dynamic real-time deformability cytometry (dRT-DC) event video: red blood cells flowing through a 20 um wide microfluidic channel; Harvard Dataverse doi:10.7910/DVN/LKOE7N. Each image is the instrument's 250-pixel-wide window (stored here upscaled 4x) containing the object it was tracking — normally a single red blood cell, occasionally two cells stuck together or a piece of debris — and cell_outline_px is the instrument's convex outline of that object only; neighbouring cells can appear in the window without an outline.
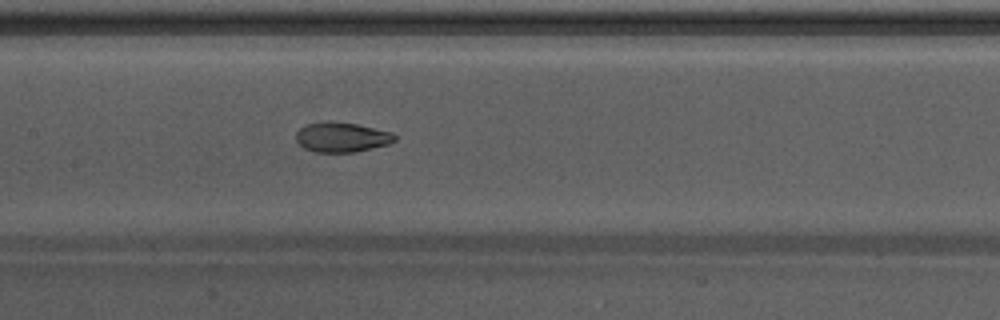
{"species": "Egyptian fruit bat (a non-hibernating species)", "species_latin": "Rousettus aegyptiacus", "temperature_condition": "warm", "stored_images_in_passage": 40, "camera_frame_rate_fps": 3000, "um_per_image_px": 0.085, "animal": {"sex": "male"}, "frame": {"image": 1, "passage_image": 12, "time_ms": 3.667, "image_size_px": [1000, 320], "cell_outline_px": [[396, 140], [388, 144], [372, 148], [352, 152], [316, 152], [304, 148], [296, 140], [296, 132], [304, 124], [324, 120], [328, 120], [356, 124], [392, 132], [396, 136]], "centroid_in_image_um": [29.01, 11.64], "position_along_channel_um": 178.4, "area_um2": 17.28}}
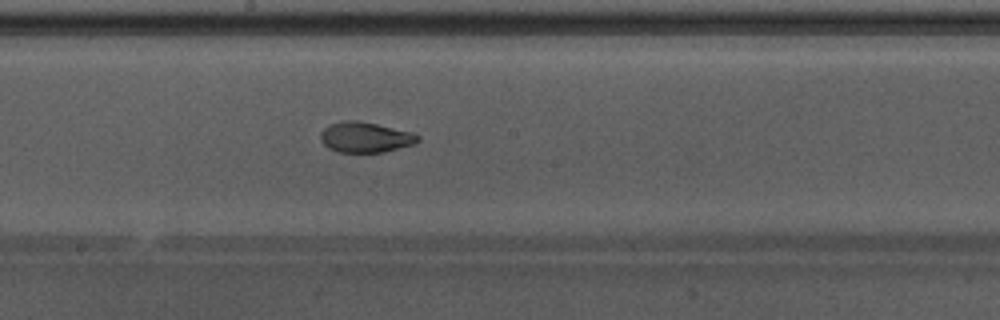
{"frame": {"image": 2, "passage_image": 15, "time_ms": 4.667, "image_size_px": [1000, 320], "cell_outline_px": [[420, 140], [416, 144], [384, 152], [340, 152], [328, 148], [320, 140], [320, 132], [328, 124], [340, 120], [356, 120], [376, 124], [412, 132], [420, 136]], "centroid_in_image_um": [31.04, 11.66], "position_along_channel_um": 217.2, "area_um2": 17.46}}
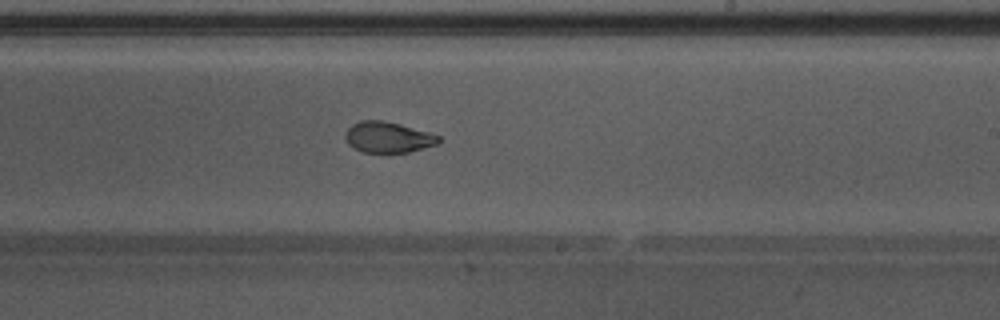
{"frame": {"image": 3, "passage_image": 18, "time_ms": 5.667, "image_size_px": [1000, 320], "cell_outline_px": [[440, 140], [436, 144], [408, 152], [364, 152], [348, 144], [344, 136], [348, 128], [352, 124], [360, 120], [380, 120], [400, 124], [432, 132], [440, 136]], "centroid_in_image_um": [32.99, 11.65], "position_along_channel_um": 256.0, "area_um2": 16.7}, "authors_computed_cell_mechanics": {"area_um2": 18.2937, "velocity_mm_per_s": 3.8961, "shape_relaxation_time_tau1_ms": 9.1855, "shape_relaxation_time_tau2_ms": 1.7045, "deformation_change_tau1": 0.2428, "deformation_change_tau2": 0.0669}}